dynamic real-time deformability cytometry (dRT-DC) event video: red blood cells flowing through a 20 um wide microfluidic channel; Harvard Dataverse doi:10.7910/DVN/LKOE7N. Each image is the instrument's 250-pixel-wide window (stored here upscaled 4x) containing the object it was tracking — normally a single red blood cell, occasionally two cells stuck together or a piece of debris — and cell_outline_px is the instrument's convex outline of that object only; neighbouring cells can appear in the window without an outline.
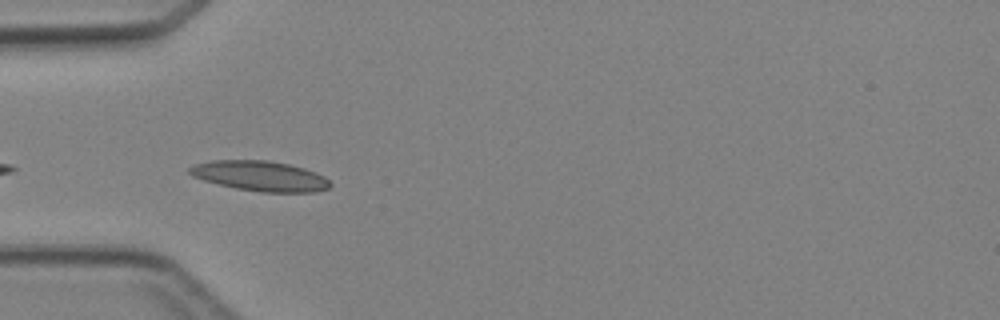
{"species": "Egyptian fruit bat (a non-hibernating species)", "species_latin": "Rousettus aegyptiacus", "temperature_condition": "cold", "stored_images_in_passage": 4, "camera_frame_rate_fps": 3000, "um_per_image_px": 0.085, "animal": {"sex": "female"}, "frame": {"image": 1, "passage_image": 3, "time_ms": 3.0, "image_size_px": [1000, 320], "cell_outline_px": [[332, 184], [328, 188], [312, 192], [260, 192], [236, 188], [204, 180], [192, 176], [188, 172], [188, 168], [196, 164], [212, 160], [268, 160], [288, 164], [304, 168], [324, 176]], "centroid_in_image_um": [22.1, 14.95], "position_along_channel_um": 62.9, "area_um2": 24.51}}
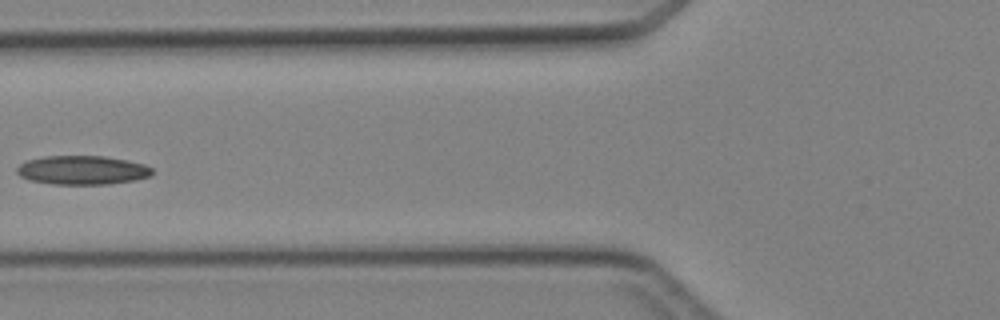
{"frame": {"image": 2, "passage_image": 4, "time_ms": 4.333, "image_size_px": [1000, 320], "cell_outline_px": [[152, 176], [136, 180], [108, 184], [52, 184], [32, 180], [20, 176], [16, 172], [16, 168], [20, 164], [28, 160], [44, 156], [104, 156], [144, 164], [152, 168]], "centroid_in_image_um": [7.01, 14.46], "position_along_channel_um": 118.8, "area_um2": 22.72}}